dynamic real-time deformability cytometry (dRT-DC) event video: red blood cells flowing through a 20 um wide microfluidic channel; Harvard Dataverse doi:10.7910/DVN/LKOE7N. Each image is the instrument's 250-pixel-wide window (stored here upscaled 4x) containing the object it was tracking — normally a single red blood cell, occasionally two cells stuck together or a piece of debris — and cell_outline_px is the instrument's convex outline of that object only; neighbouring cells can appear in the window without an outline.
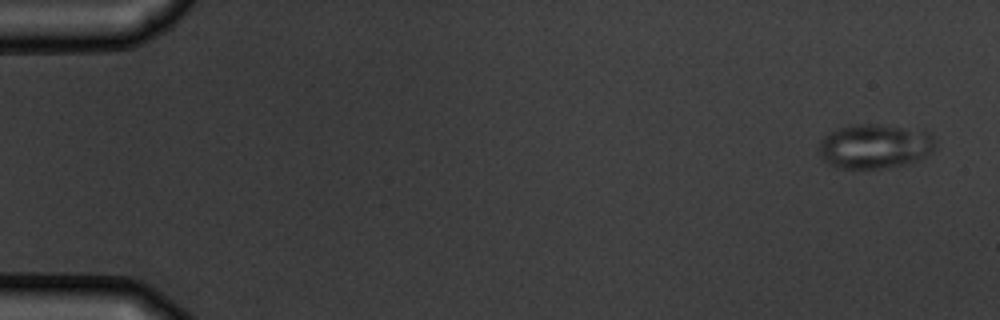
{"species": "common noctule bat (a hibernating species)", "species_latin": "Nyctalus noctula", "temperature_condition": "warm", "stored_images_in_passage": 5, "camera_frame_rate_fps": 3000, "um_per_image_px": 0.085, "animal": {"sex": "male", "body_mass_g": 19.5, "forearm_length_mm": 54.6}, "frame": {"image": 1, "passage_image": 1, "time_ms": 0.0, "image_size_px": [1000, 320], "cell_outline_px": [[936, 148], [932, 152], [908, 164], [888, 168], [836, 168], [824, 160], [820, 156], [816, 148], [820, 140], [824, 136], [836, 128], [860, 124], [872, 124], [928, 132], [932, 136], [936, 144]], "centroid_in_image_um": [74.3, 12.45], "position_along_channel_um": 10.7, "area_um2": 30.11}}